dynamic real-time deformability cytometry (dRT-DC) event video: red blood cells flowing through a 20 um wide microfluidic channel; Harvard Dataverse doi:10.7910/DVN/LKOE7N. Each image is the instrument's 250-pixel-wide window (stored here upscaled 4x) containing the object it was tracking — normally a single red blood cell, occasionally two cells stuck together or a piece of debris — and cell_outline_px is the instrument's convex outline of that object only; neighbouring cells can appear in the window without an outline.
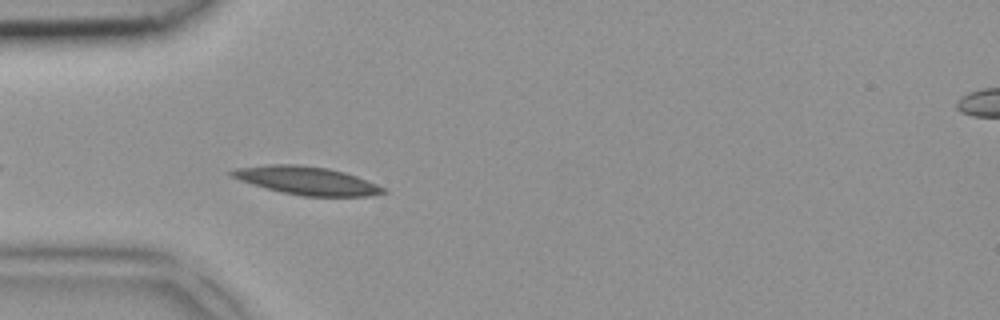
{"species": "common noctule bat (a hibernating species)", "species_latin": "Nyctalus noctula", "temperature_condition": "room temperature", "stored_images_in_passage": 2, "camera_frame_rate_fps": 3000, "um_per_image_px": 0.085, "animal": {"sex": "female", "body_mass_g": 18.4}, "frame": {"image": 1, "passage_image": 2, "time_ms": 0.333, "image_size_px": [1000, 320], "cell_outline_px": [[388, 192], [372, 196], [304, 196], [280, 192], [252, 184], [228, 176], [228, 172], [236, 168], [268, 164], [296, 164], [328, 168], [344, 172], [356, 176], [376, 184], [384, 188]], "centroid_in_image_um": [26.04, 15.35], "position_along_channel_um": 59.0, "area_um2": 24.85}}